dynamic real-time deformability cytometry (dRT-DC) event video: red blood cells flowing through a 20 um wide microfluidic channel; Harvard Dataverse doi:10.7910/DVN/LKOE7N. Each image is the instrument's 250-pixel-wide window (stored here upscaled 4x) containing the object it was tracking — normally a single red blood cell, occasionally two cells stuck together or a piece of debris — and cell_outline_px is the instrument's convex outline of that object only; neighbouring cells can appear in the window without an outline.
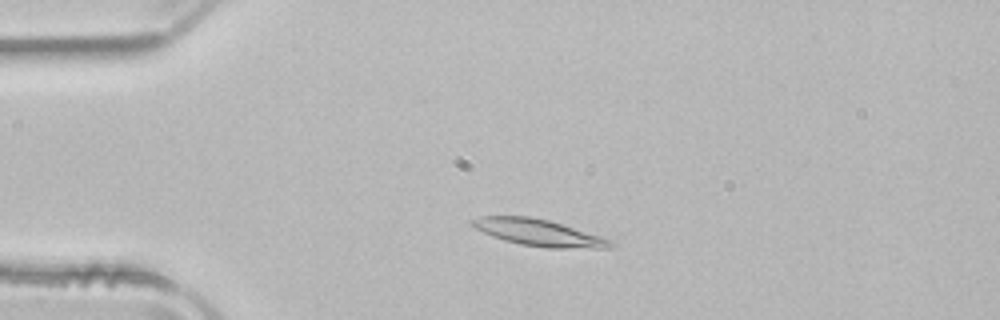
{"species": "common noctule bat (a hibernating species)", "species_latin": "Nyctalus noctula", "temperature_condition": "room temperature", "stored_images_in_passage": 48, "camera_frame_rate_fps": 3000, "um_per_image_px": 0.085, "animal": {"sex": "male", "body_mass_g": 21.5, "forearm_length_mm": 52.0}, "frame": {"image": 1, "passage_image": 8, "time_ms": 2.333, "image_size_px": [1000, 320], "cell_outline_px": [[616, 244], [612, 248], [548, 248], [520, 244], [504, 240], [492, 236], [468, 224], [468, 220], [480, 216], [528, 216], [548, 220], [600, 236], [612, 240]], "centroid_in_image_um": [45.77, 19.77], "position_along_channel_um": 39.2, "area_um2": 21.44}}
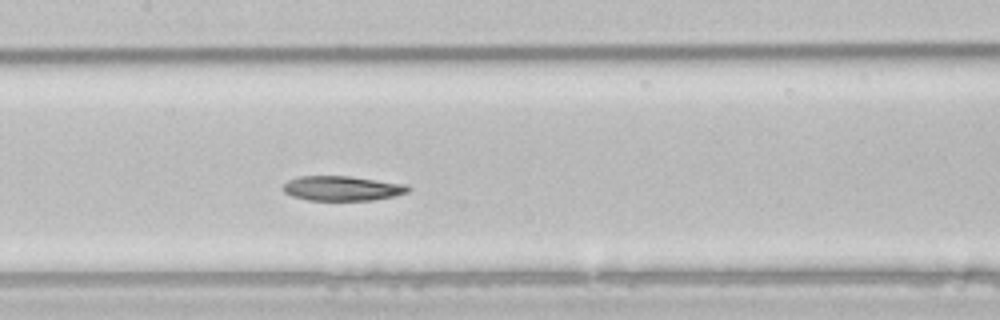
{"frame": {"image": 2, "passage_image": 21, "time_ms": 6.667, "image_size_px": [1000, 320], "cell_outline_px": [[412, 188], [408, 192], [396, 196], [372, 200], [308, 200], [292, 196], [284, 192], [280, 188], [288, 180], [296, 176], [348, 176], [408, 184]], "centroid_in_image_um": [29.09, 16.0], "position_along_channel_um": 178.3, "area_um2": 18.26}}
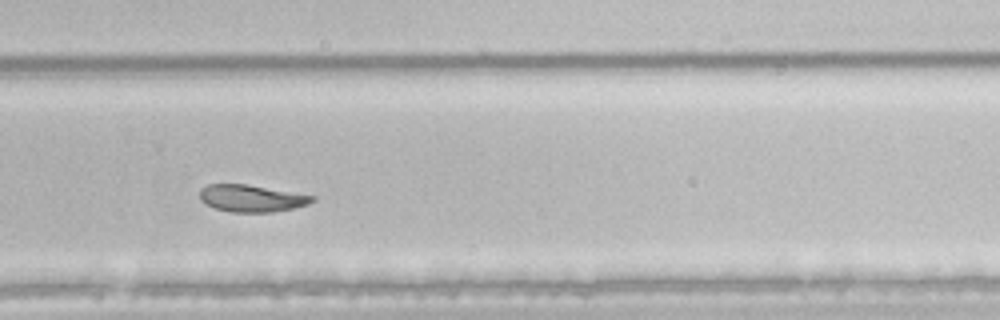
{"frame": {"image": 3, "passage_image": 31, "time_ms": 10.0, "image_size_px": [1000, 320], "cell_outline_px": [[316, 200], [308, 204], [292, 208], [272, 212], [232, 212], [216, 208], [204, 204], [200, 200], [200, 188], [208, 184], [248, 184], [316, 196]], "centroid_in_image_um": [21.37, 16.85], "position_along_channel_um": 308.4, "area_um2": 17.8}}